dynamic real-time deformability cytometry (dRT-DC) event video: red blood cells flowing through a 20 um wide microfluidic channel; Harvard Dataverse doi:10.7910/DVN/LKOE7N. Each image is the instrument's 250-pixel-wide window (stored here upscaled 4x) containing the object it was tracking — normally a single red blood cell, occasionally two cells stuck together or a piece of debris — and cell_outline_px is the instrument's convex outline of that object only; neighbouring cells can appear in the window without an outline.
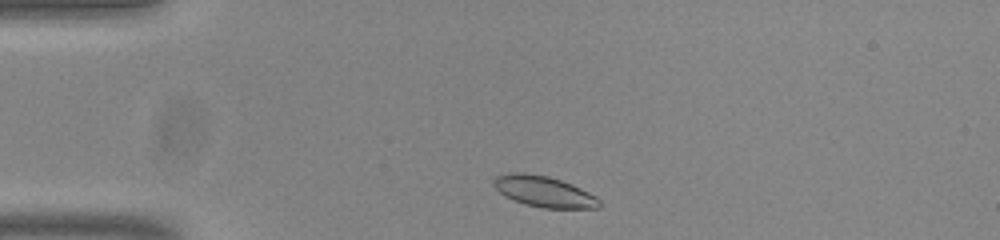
{"species": "common noctule bat (a hibernating species)", "species_latin": "Nyctalus noctula", "temperature_condition": "room temperature", "stored_images_in_passage": 44, "camera_frame_rate_fps": 3000, "um_per_image_px": 0.085, "animal": {"sex": "male", "body_mass_g": 20.0, "forearm_length_mm": 53.3}, "frame": {"image": 1, "passage_image": 2, "time_ms": 0.333, "image_size_px": [1000, 240], "cell_outline_px": [[604, 204], [600, 208], [544, 208], [524, 204], [504, 196], [492, 184], [492, 180], [496, 176], [512, 172], [524, 172], [548, 176], [572, 184], [596, 196]], "centroid_in_image_um": [46.25, 16.28], "position_along_channel_um": 38.8, "area_um2": 19.19}}
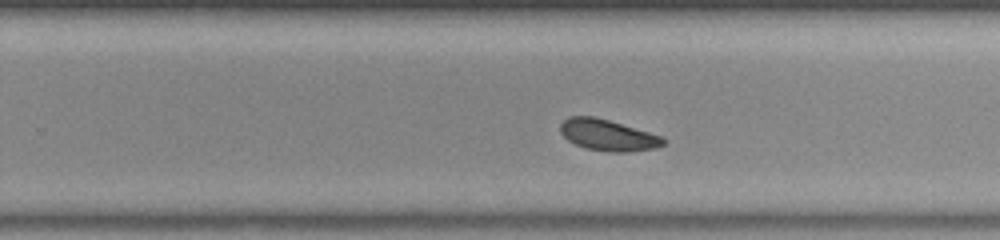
{"frame": {"image": 2, "passage_image": 24, "time_ms": 7.667, "image_size_px": [1000, 240], "cell_outline_px": [[664, 144], [656, 148], [628, 152], [608, 152], [588, 148], [576, 144], [568, 140], [560, 132], [560, 124], [568, 116], [592, 116], [608, 120], [648, 132], [660, 136], [664, 140]], "centroid_in_image_um": [51.63, 11.49], "position_along_channel_um": 278.2, "area_um2": 18.44}}
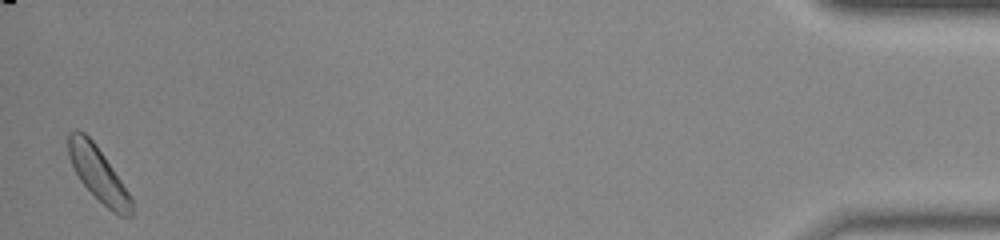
{"frame": {"image": 3, "passage_image": 43, "time_ms": 14.0, "image_size_px": [1000, 240], "cell_outline_px": [[132, 216], [120, 216], [112, 212], [80, 180], [68, 156], [68, 132], [76, 128], [84, 132], [96, 144], [128, 192], [132, 200]], "centroid_in_image_um": [8.33, 14.75], "position_along_channel_um": 426.9, "area_um2": 19.48}, "authors_computed_cell_mechanics": {"area_um2": 19.2185, "velocity_mm_per_s": 3.7576, "shape_relaxation_time_tau1_ms": 3.4334, "shape_relaxation_time_tau2_ms": 3.71, "deformation_change_tau1": 0.0911, "deformation_change_tau2": 0.0655}}